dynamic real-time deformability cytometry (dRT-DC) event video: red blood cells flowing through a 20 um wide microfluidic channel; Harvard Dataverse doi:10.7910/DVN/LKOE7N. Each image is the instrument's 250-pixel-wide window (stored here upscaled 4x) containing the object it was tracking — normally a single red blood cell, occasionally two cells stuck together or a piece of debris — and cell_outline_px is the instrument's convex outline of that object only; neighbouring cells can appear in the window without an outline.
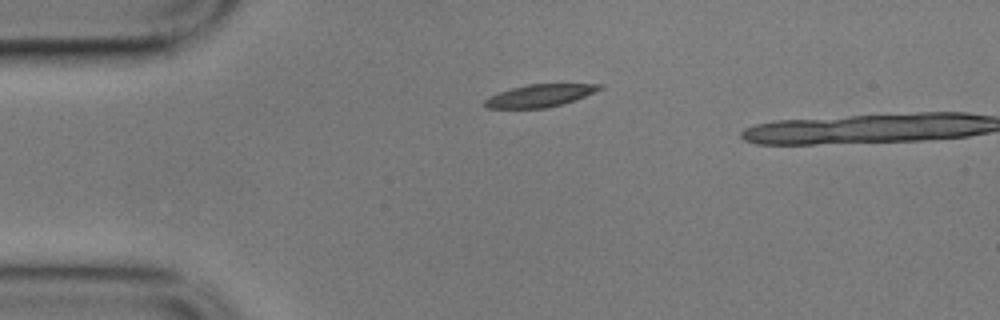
{"species": "common noctule bat (a hibernating species)", "species_latin": "Nyctalus noctula", "temperature_condition": "cold", "stored_images_in_passage": 2, "camera_frame_rate_fps": 3000, "um_per_image_px": 0.085, "animal": {"sex": "male", "body_mass_g": 17.9}, "frame": {"image": 1, "passage_image": 1, "time_ms": 0.0, "image_size_px": [1000, 320], "cell_outline_px": [[604, 88], [584, 96], [560, 104], [544, 108], [484, 108], [484, 100], [488, 96], [512, 88], [528, 84], [604, 84]], "centroid_in_image_um": [45.85, 8.12], "position_along_channel_um": 39.1, "area_um2": 14.85}}